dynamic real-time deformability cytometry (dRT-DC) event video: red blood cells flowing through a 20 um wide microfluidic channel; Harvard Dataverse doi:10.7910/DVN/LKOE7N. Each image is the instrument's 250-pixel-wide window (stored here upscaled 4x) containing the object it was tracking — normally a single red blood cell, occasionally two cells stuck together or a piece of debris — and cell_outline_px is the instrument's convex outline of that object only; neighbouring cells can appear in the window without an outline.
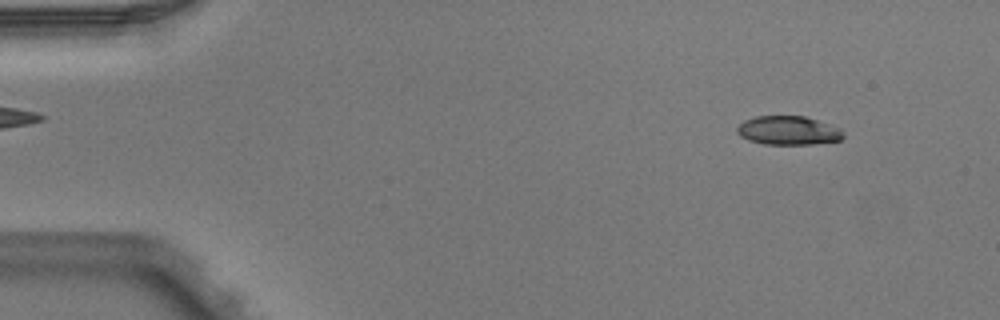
{"species": "Egyptian fruit bat (a non-hibernating species)", "species_latin": "Rousettus aegyptiacus", "temperature_condition": "warm", "stored_images_in_passage": 5, "camera_frame_rate_fps": 3000, "um_per_image_px": 0.085, "animal": {"sex": "male"}, "frame": {"image": 1, "passage_image": 1, "time_ms": 0.0, "image_size_px": [1000, 320], "cell_outline_px": [[844, 136], [840, 140], [812, 144], [764, 144], [748, 140], [740, 136], [736, 132], [736, 128], [744, 120], [756, 116], [804, 116], [840, 128], [844, 132]], "centroid_in_image_um": [66.98, 11.09], "position_along_channel_um": 18.0, "area_um2": 17.8}}
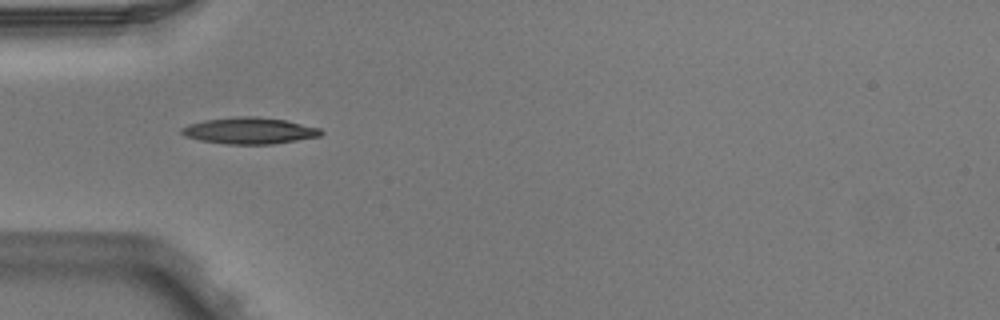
{"frame": {"image": 2, "passage_image": 4, "time_ms": 1.0, "image_size_px": [1000, 320], "cell_outline_px": [[324, 132], [320, 136], [272, 144], [228, 144], [200, 140], [184, 136], [180, 132], [180, 128], [188, 124], [204, 120], [236, 116], [256, 116], [284, 120], [320, 128]], "centroid_in_image_um": [21.17, 11.1], "position_along_channel_um": 63.8, "area_um2": 21.44}}
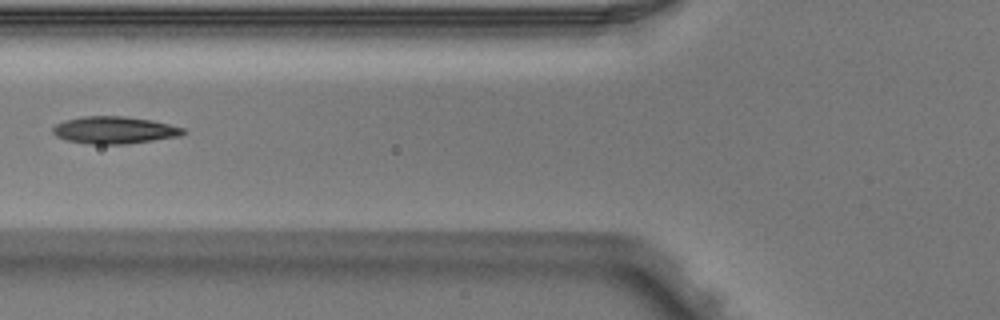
{"frame": {"image": 3, "passage_image": 5, "time_ms": 1.333, "image_size_px": [1000, 320], "cell_outline_px": [[188, 132], [180, 136], [124, 144], [92, 144], [64, 140], [56, 136], [52, 132], [52, 128], [56, 124], [64, 120], [80, 116], [124, 116], [152, 120], [184, 128]], "centroid_in_image_um": [9.7, 11.05], "position_along_channel_um": 116.1, "area_um2": 20.75}}